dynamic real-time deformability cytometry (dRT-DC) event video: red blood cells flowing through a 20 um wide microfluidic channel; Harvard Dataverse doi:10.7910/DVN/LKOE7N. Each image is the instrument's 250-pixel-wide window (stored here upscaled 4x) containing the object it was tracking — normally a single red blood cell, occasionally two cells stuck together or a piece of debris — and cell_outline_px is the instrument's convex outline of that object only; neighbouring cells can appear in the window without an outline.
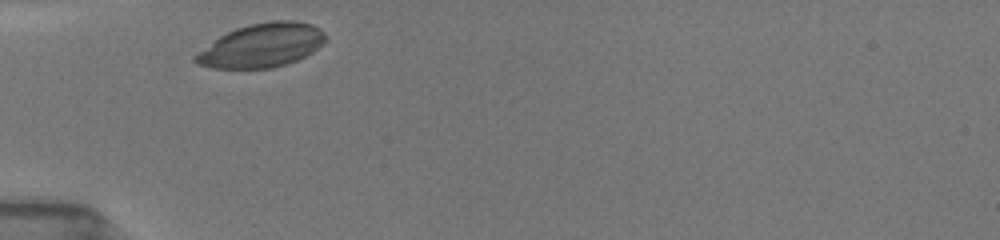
{"species": "common noctule bat (a hibernating species)", "species_latin": "Nyctalus noctula", "temperature_condition": "room temperature", "stored_images_in_passage": 28, "camera_frame_rate_fps": 3000, "um_per_image_px": 0.085, "animal": {"sex": "female", "body_mass_g": 19.5, "forearm_length_mm": 54.1}, "frame": {"image": 1, "passage_image": 1, "time_ms": 0.0, "image_size_px": [1000, 240], "cell_outline_px": [[328, 40], [324, 44], [312, 52], [288, 64], [272, 68], [212, 68], [196, 64], [192, 60], [192, 56], [220, 36], [236, 28], [252, 24], [272, 20], [296, 20], [312, 24], [320, 28], [324, 32]], "centroid_in_image_um": [22.27, 3.86], "position_along_channel_um": 62.7, "area_um2": 33.35}}
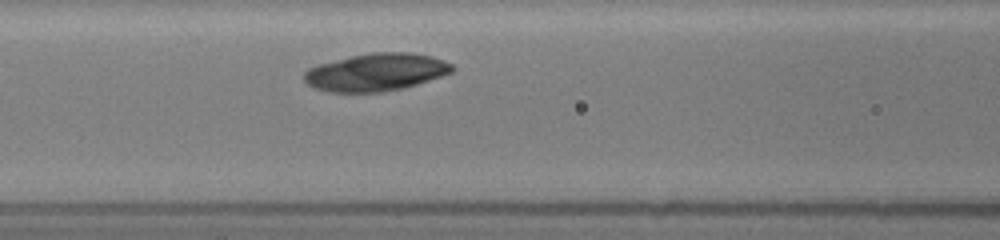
{"frame": {"image": 2, "passage_image": 7, "time_ms": 2.0, "image_size_px": [1000, 240], "cell_outline_px": [[456, 68], [452, 72], [404, 88], [384, 92], [328, 92], [312, 88], [304, 80], [304, 72], [308, 68], [320, 64], [368, 52], [408, 52], [432, 56], [444, 60], [452, 64]], "centroid_in_image_um": [31.96, 6.14], "position_along_channel_um": 134.6, "area_um2": 32.48}}
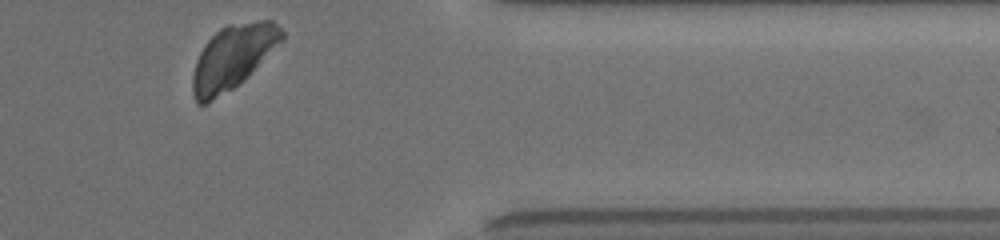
{"frame": {"image": 3, "passage_image": 28, "time_ms": 9.0, "image_size_px": [1000, 240], "cell_outline_px": [[284, 36], [244, 80], [232, 88], [204, 104], [196, 104], [192, 92], [192, 76], [196, 60], [204, 44], [220, 28], [228, 24], [256, 20], [272, 20], [284, 32]], "centroid_in_image_um": [19.74, 4.84], "position_along_channel_um": 391.7, "area_um2": 32.66}}